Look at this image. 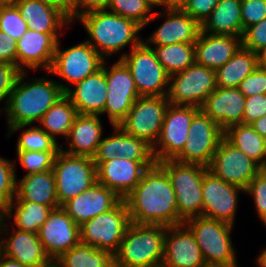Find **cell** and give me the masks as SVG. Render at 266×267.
<instances>
[{
  "mask_svg": "<svg viewBox=\"0 0 266 267\" xmlns=\"http://www.w3.org/2000/svg\"><path fill=\"white\" fill-rule=\"evenodd\" d=\"M28 29L16 5L0 6V31L18 41Z\"/></svg>",
  "mask_w": 266,
  "mask_h": 267,
  "instance_id": "cell-43",
  "label": "cell"
},
{
  "mask_svg": "<svg viewBox=\"0 0 266 267\" xmlns=\"http://www.w3.org/2000/svg\"><path fill=\"white\" fill-rule=\"evenodd\" d=\"M241 0H219L202 31L211 34L242 37Z\"/></svg>",
  "mask_w": 266,
  "mask_h": 267,
  "instance_id": "cell-32",
  "label": "cell"
},
{
  "mask_svg": "<svg viewBox=\"0 0 266 267\" xmlns=\"http://www.w3.org/2000/svg\"><path fill=\"white\" fill-rule=\"evenodd\" d=\"M77 115L75 106L64 95L47 110L38 126L58 142L57 137L67 138Z\"/></svg>",
  "mask_w": 266,
  "mask_h": 267,
  "instance_id": "cell-35",
  "label": "cell"
},
{
  "mask_svg": "<svg viewBox=\"0 0 266 267\" xmlns=\"http://www.w3.org/2000/svg\"><path fill=\"white\" fill-rule=\"evenodd\" d=\"M159 164L168 174L176 195L179 217L187 219L202 216V179L208 167L197 163H183L169 159Z\"/></svg>",
  "mask_w": 266,
  "mask_h": 267,
  "instance_id": "cell-6",
  "label": "cell"
},
{
  "mask_svg": "<svg viewBox=\"0 0 266 267\" xmlns=\"http://www.w3.org/2000/svg\"><path fill=\"white\" fill-rule=\"evenodd\" d=\"M56 267H114L113 255L79 243L54 261Z\"/></svg>",
  "mask_w": 266,
  "mask_h": 267,
  "instance_id": "cell-37",
  "label": "cell"
},
{
  "mask_svg": "<svg viewBox=\"0 0 266 267\" xmlns=\"http://www.w3.org/2000/svg\"><path fill=\"white\" fill-rule=\"evenodd\" d=\"M238 89L245 97L266 94V71L257 67L239 84Z\"/></svg>",
  "mask_w": 266,
  "mask_h": 267,
  "instance_id": "cell-47",
  "label": "cell"
},
{
  "mask_svg": "<svg viewBox=\"0 0 266 267\" xmlns=\"http://www.w3.org/2000/svg\"><path fill=\"white\" fill-rule=\"evenodd\" d=\"M208 170L224 182L245 190L261 167L223 137Z\"/></svg>",
  "mask_w": 266,
  "mask_h": 267,
  "instance_id": "cell-17",
  "label": "cell"
},
{
  "mask_svg": "<svg viewBox=\"0 0 266 267\" xmlns=\"http://www.w3.org/2000/svg\"><path fill=\"white\" fill-rule=\"evenodd\" d=\"M195 46V62L207 68L217 70L242 46L241 37L211 34L201 30Z\"/></svg>",
  "mask_w": 266,
  "mask_h": 267,
  "instance_id": "cell-30",
  "label": "cell"
},
{
  "mask_svg": "<svg viewBox=\"0 0 266 267\" xmlns=\"http://www.w3.org/2000/svg\"><path fill=\"white\" fill-rule=\"evenodd\" d=\"M257 67V53L241 46L229 61L216 70V85L222 88H238Z\"/></svg>",
  "mask_w": 266,
  "mask_h": 267,
  "instance_id": "cell-34",
  "label": "cell"
},
{
  "mask_svg": "<svg viewBox=\"0 0 266 267\" xmlns=\"http://www.w3.org/2000/svg\"><path fill=\"white\" fill-rule=\"evenodd\" d=\"M45 267H56V265H55L54 262H52L51 264H49V265H47V266H45Z\"/></svg>",
  "mask_w": 266,
  "mask_h": 267,
  "instance_id": "cell-62",
  "label": "cell"
},
{
  "mask_svg": "<svg viewBox=\"0 0 266 267\" xmlns=\"http://www.w3.org/2000/svg\"><path fill=\"white\" fill-rule=\"evenodd\" d=\"M105 68L70 87L65 95L71 100L78 114L101 115L107 99Z\"/></svg>",
  "mask_w": 266,
  "mask_h": 267,
  "instance_id": "cell-28",
  "label": "cell"
},
{
  "mask_svg": "<svg viewBox=\"0 0 266 267\" xmlns=\"http://www.w3.org/2000/svg\"><path fill=\"white\" fill-rule=\"evenodd\" d=\"M13 201H28L58 208L56 181L53 170L24 175L16 180V196Z\"/></svg>",
  "mask_w": 266,
  "mask_h": 267,
  "instance_id": "cell-31",
  "label": "cell"
},
{
  "mask_svg": "<svg viewBox=\"0 0 266 267\" xmlns=\"http://www.w3.org/2000/svg\"><path fill=\"white\" fill-rule=\"evenodd\" d=\"M153 9L145 0H110L107 8L108 11L135 21L142 28L148 25Z\"/></svg>",
  "mask_w": 266,
  "mask_h": 267,
  "instance_id": "cell-40",
  "label": "cell"
},
{
  "mask_svg": "<svg viewBox=\"0 0 266 267\" xmlns=\"http://www.w3.org/2000/svg\"><path fill=\"white\" fill-rule=\"evenodd\" d=\"M61 35L63 34L41 33L28 29L16 42V67L21 72L41 69L48 72Z\"/></svg>",
  "mask_w": 266,
  "mask_h": 267,
  "instance_id": "cell-21",
  "label": "cell"
},
{
  "mask_svg": "<svg viewBox=\"0 0 266 267\" xmlns=\"http://www.w3.org/2000/svg\"><path fill=\"white\" fill-rule=\"evenodd\" d=\"M187 0H163V8H179L186 3Z\"/></svg>",
  "mask_w": 266,
  "mask_h": 267,
  "instance_id": "cell-56",
  "label": "cell"
},
{
  "mask_svg": "<svg viewBox=\"0 0 266 267\" xmlns=\"http://www.w3.org/2000/svg\"><path fill=\"white\" fill-rule=\"evenodd\" d=\"M20 72L16 65L0 61V102L5 105Z\"/></svg>",
  "mask_w": 266,
  "mask_h": 267,
  "instance_id": "cell-49",
  "label": "cell"
},
{
  "mask_svg": "<svg viewBox=\"0 0 266 267\" xmlns=\"http://www.w3.org/2000/svg\"><path fill=\"white\" fill-rule=\"evenodd\" d=\"M223 137L220 126L200 110L191 121L183 150L174 159L208 167Z\"/></svg>",
  "mask_w": 266,
  "mask_h": 267,
  "instance_id": "cell-15",
  "label": "cell"
},
{
  "mask_svg": "<svg viewBox=\"0 0 266 267\" xmlns=\"http://www.w3.org/2000/svg\"><path fill=\"white\" fill-rule=\"evenodd\" d=\"M114 133L102 138L94 162H106L115 158L132 161H155L152 146L145 140L127 134L119 125L111 126Z\"/></svg>",
  "mask_w": 266,
  "mask_h": 267,
  "instance_id": "cell-24",
  "label": "cell"
},
{
  "mask_svg": "<svg viewBox=\"0 0 266 267\" xmlns=\"http://www.w3.org/2000/svg\"><path fill=\"white\" fill-rule=\"evenodd\" d=\"M166 226L130 222L117 252L114 267H162Z\"/></svg>",
  "mask_w": 266,
  "mask_h": 267,
  "instance_id": "cell-4",
  "label": "cell"
},
{
  "mask_svg": "<svg viewBox=\"0 0 266 267\" xmlns=\"http://www.w3.org/2000/svg\"><path fill=\"white\" fill-rule=\"evenodd\" d=\"M104 61L105 79L107 82V99L104 112L111 126L119 125L129 113L134 102L140 97L135 87L133 77L127 66L117 60L110 67Z\"/></svg>",
  "mask_w": 266,
  "mask_h": 267,
  "instance_id": "cell-13",
  "label": "cell"
},
{
  "mask_svg": "<svg viewBox=\"0 0 266 267\" xmlns=\"http://www.w3.org/2000/svg\"><path fill=\"white\" fill-rule=\"evenodd\" d=\"M104 61L105 59L86 40L66 49H61L58 41L52 66L46 73L66 81H57L66 92L74 84L100 70Z\"/></svg>",
  "mask_w": 266,
  "mask_h": 267,
  "instance_id": "cell-8",
  "label": "cell"
},
{
  "mask_svg": "<svg viewBox=\"0 0 266 267\" xmlns=\"http://www.w3.org/2000/svg\"><path fill=\"white\" fill-rule=\"evenodd\" d=\"M0 219V252L27 267H45L52 263L44 251L38 235L8 226Z\"/></svg>",
  "mask_w": 266,
  "mask_h": 267,
  "instance_id": "cell-18",
  "label": "cell"
},
{
  "mask_svg": "<svg viewBox=\"0 0 266 267\" xmlns=\"http://www.w3.org/2000/svg\"><path fill=\"white\" fill-rule=\"evenodd\" d=\"M216 88V71L194 62L170 76L167 100L174 105L201 108Z\"/></svg>",
  "mask_w": 266,
  "mask_h": 267,
  "instance_id": "cell-11",
  "label": "cell"
},
{
  "mask_svg": "<svg viewBox=\"0 0 266 267\" xmlns=\"http://www.w3.org/2000/svg\"><path fill=\"white\" fill-rule=\"evenodd\" d=\"M145 1H147L153 8L163 7V0H145Z\"/></svg>",
  "mask_w": 266,
  "mask_h": 267,
  "instance_id": "cell-59",
  "label": "cell"
},
{
  "mask_svg": "<svg viewBox=\"0 0 266 267\" xmlns=\"http://www.w3.org/2000/svg\"><path fill=\"white\" fill-rule=\"evenodd\" d=\"M28 126V127H27ZM17 125L7 126L8 138L18 131L22 132L19 134L17 139L16 150H28V151H59L60 143L55 141L49 136L44 130L37 125ZM27 127V128H26Z\"/></svg>",
  "mask_w": 266,
  "mask_h": 267,
  "instance_id": "cell-39",
  "label": "cell"
},
{
  "mask_svg": "<svg viewBox=\"0 0 266 267\" xmlns=\"http://www.w3.org/2000/svg\"><path fill=\"white\" fill-rule=\"evenodd\" d=\"M224 138L263 170V160L266 152V139L260 136L250 124H237L224 131Z\"/></svg>",
  "mask_w": 266,
  "mask_h": 267,
  "instance_id": "cell-36",
  "label": "cell"
},
{
  "mask_svg": "<svg viewBox=\"0 0 266 267\" xmlns=\"http://www.w3.org/2000/svg\"><path fill=\"white\" fill-rule=\"evenodd\" d=\"M256 267H266V248L255 259Z\"/></svg>",
  "mask_w": 266,
  "mask_h": 267,
  "instance_id": "cell-58",
  "label": "cell"
},
{
  "mask_svg": "<svg viewBox=\"0 0 266 267\" xmlns=\"http://www.w3.org/2000/svg\"><path fill=\"white\" fill-rule=\"evenodd\" d=\"M245 194L253 198L257 217L266 226V172L264 170L261 169L249 182L245 189Z\"/></svg>",
  "mask_w": 266,
  "mask_h": 267,
  "instance_id": "cell-44",
  "label": "cell"
},
{
  "mask_svg": "<svg viewBox=\"0 0 266 267\" xmlns=\"http://www.w3.org/2000/svg\"><path fill=\"white\" fill-rule=\"evenodd\" d=\"M121 54L118 60L130 70L140 96H167L170 75L157 60L152 47L142 41L129 53Z\"/></svg>",
  "mask_w": 266,
  "mask_h": 267,
  "instance_id": "cell-7",
  "label": "cell"
},
{
  "mask_svg": "<svg viewBox=\"0 0 266 267\" xmlns=\"http://www.w3.org/2000/svg\"><path fill=\"white\" fill-rule=\"evenodd\" d=\"M266 115V94L246 97L243 123L251 124Z\"/></svg>",
  "mask_w": 266,
  "mask_h": 267,
  "instance_id": "cell-50",
  "label": "cell"
},
{
  "mask_svg": "<svg viewBox=\"0 0 266 267\" xmlns=\"http://www.w3.org/2000/svg\"><path fill=\"white\" fill-rule=\"evenodd\" d=\"M16 40L0 31V61L16 65Z\"/></svg>",
  "mask_w": 266,
  "mask_h": 267,
  "instance_id": "cell-52",
  "label": "cell"
},
{
  "mask_svg": "<svg viewBox=\"0 0 266 267\" xmlns=\"http://www.w3.org/2000/svg\"><path fill=\"white\" fill-rule=\"evenodd\" d=\"M21 0H0V6L16 5Z\"/></svg>",
  "mask_w": 266,
  "mask_h": 267,
  "instance_id": "cell-60",
  "label": "cell"
},
{
  "mask_svg": "<svg viewBox=\"0 0 266 267\" xmlns=\"http://www.w3.org/2000/svg\"><path fill=\"white\" fill-rule=\"evenodd\" d=\"M122 199L99 182L65 202L61 207L79 226L113 209Z\"/></svg>",
  "mask_w": 266,
  "mask_h": 267,
  "instance_id": "cell-25",
  "label": "cell"
},
{
  "mask_svg": "<svg viewBox=\"0 0 266 267\" xmlns=\"http://www.w3.org/2000/svg\"><path fill=\"white\" fill-rule=\"evenodd\" d=\"M156 161H132L115 158L96 164L97 182L124 199L140 182L144 171Z\"/></svg>",
  "mask_w": 266,
  "mask_h": 267,
  "instance_id": "cell-22",
  "label": "cell"
},
{
  "mask_svg": "<svg viewBox=\"0 0 266 267\" xmlns=\"http://www.w3.org/2000/svg\"><path fill=\"white\" fill-rule=\"evenodd\" d=\"M76 21L82 23L89 35L86 41L105 60L123 52L128 45L131 51L143 41L139 34L143 28L139 24L108 10L86 13Z\"/></svg>",
  "mask_w": 266,
  "mask_h": 267,
  "instance_id": "cell-3",
  "label": "cell"
},
{
  "mask_svg": "<svg viewBox=\"0 0 266 267\" xmlns=\"http://www.w3.org/2000/svg\"><path fill=\"white\" fill-rule=\"evenodd\" d=\"M58 152L16 150L19 164L27 171L25 175L52 170Z\"/></svg>",
  "mask_w": 266,
  "mask_h": 267,
  "instance_id": "cell-41",
  "label": "cell"
},
{
  "mask_svg": "<svg viewBox=\"0 0 266 267\" xmlns=\"http://www.w3.org/2000/svg\"><path fill=\"white\" fill-rule=\"evenodd\" d=\"M184 224L195 235L207 267L238 266L231 237L234 225L205 216L189 218Z\"/></svg>",
  "mask_w": 266,
  "mask_h": 267,
  "instance_id": "cell-5",
  "label": "cell"
},
{
  "mask_svg": "<svg viewBox=\"0 0 266 267\" xmlns=\"http://www.w3.org/2000/svg\"><path fill=\"white\" fill-rule=\"evenodd\" d=\"M200 108L184 105H168L160 136L152 147L156 162L174 159L184 148L193 117Z\"/></svg>",
  "mask_w": 266,
  "mask_h": 267,
  "instance_id": "cell-14",
  "label": "cell"
},
{
  "mask_svg": "<svg viewBox=\"0 0 266 267\" xmlns=\"http://www.w3.org/2000/svg\"><path fill=\"white\" fill-rule=\"evenodd\" d=\"M27 74L28 71L19 73L5 107L2 106L7 126L38 124L47 110L65 95L57 80L43 76L27 80Z\"/></svg>",
  "mask_w": 266,
  "mask_h": 267,
  "instance_id": "cell-2",
  "label": "cell"
},
{
  "mask_svg": "<svg viewBox=\"0 0 266 267\" xmlns=\"http://www.w3.org/2000/svg\"><path fill=\"white\" fill-rule=\"evenodd\" d=\"M51 211L52 208L47 205L28 201H12L2 212V217L8 222L11 221L9 224L14 222L11 226L15 229L37 234Z\"/></svg>",
  "mask_w": 266,
  "mask_h": 267,
  "instance_id": "cell-33",
  "label": "cell"
},
{
  "mask_svg": "<svg viewBox=\"0 0 266 267\" xmlns=\"http://www.w3.org/2000/svg\"><path fill=\"white\" fill-rule=\"evenodd\" d=\"M162 267H207L195 235L185 224L166 227Z\"/></svg>",
  "mask_w": 266,
  "mask_h": 267,
  "instance_id": "cell-23",
  "label": "cell"
},
{
  "mask_svg": "<svg viewBox=\"0 0 266 267\" xmlns=\"http://www.w3.org/2000/svg\"><path fill=\"white\" fill-rule=\"evenodd\" d=\"M243 31L266 18V0H241Z\"/></svg>",
  "mask_w": 266,
  "mask_h": 267,
  "instance_id": "cell-46",
  "label": "cell"
},
{
  "mask_svg": "<svg viewBox=\"0 0 266 267\" xmlns=\"http://www.w3.org/2000/svg\"><path fill=\"white\" fill-rule=\"evenodd\" d=\"M52 170L59 206L97 182L96 164L88 156L71 155L60 149Z\"/></svg>",
  "mask_w": 266,
  "mask_h": 267,
  "instance_id": "cell-9",
  "label": "cell"
},
{
  "mask_svg": "<svg viewBox=\"0 0 266 267\" xmlns=\"http://www.w3.org/2000/svg\"><path fill=\"white\" fill-rule=\"evenodd\" d=\"M42 1L59 7L70 17L71 20L72 2L70 0H42Z\"/></svg>",
  "mask_w": 266,
  "mask_h": 267,
  "instance_id": "cell-53",
  "label": "cell"
},
{
  "mask_svg": "<svg viewBox=\"0 0 266 267\" xmlns=\"http://www.w3.org/2000/svg\"><path fill=\"white\" fill-rule=\"evenodd\" d=\"M240 192L245 194L207 170L202 179V216L235 225Z\"/></svg>",
  "mask_w": 266,
  "mask_h": 267,
  "instance_id": "cell-16",
  "label": "cell"
},
{
  "mask_svg": "<svg viewBox=\"0 0 266 267\" xmlns=\"http://www.w3.org/2000/svg\"><path fill=\"white\" fill-rule=\"evenodd\" d=\"M242 47L255 53L266 47V18L247 27L241 37Z\"/></svg>",
  "mask_w": 266,
  "mask_h": 267,
  "instance_id": "cell-45",
  "label": "cell"
},
{
  "mask_svg": "<svg viewBox=\"0 0 266 267\" xmlns=\"http://www.w3.org/2000/svg\"><path fill=\"white\" fill-rule=\"evenodd\" d=\"M218 2L219 0H187L181 9L202 26Z\"/></svg>",
  "mask_w": 266,
  "mask_h": 267,
  "instance_id": "cell-48",
  "label": "cell"
},
{
  "mask_svg": "<svg viewBox=\"0 0 266 267\" xmlns=\"http://www.w3.org/2000/svg\"><path fill=\"white\" fill-rule=\"evenodd\" d=\"M258 67L266 71V47L257 52Z\"/></svg>",
  "mask_w": 266,
  "mask_h": 267,
  "instance_id": "cell-57",
  "label": "cell"
},
{
  "mask_svg": "<svg viewBox=\"0 0 266 267\" xmlns=\"http://www.w3.org/2000/svg\"><path fill=\"white\" fill-rule=\"evenodd\" d=\"M109 3L110 0H75L71 8V23L86 13L107 10Z\"/></svg>",
  "mask_w": 266,
  "mask_h": 267,
  "instance_id": "cell-51",
  "label": "cell"
},
{
  "mask_svg": "<svg viewBox=\"0 0 266 267\" xmlns=\"http://www.w3.org/2000/svg\"><path fill=\"white\" fill-rule=\"evenodd\" d=\"M168 105L167 96H140L119 127L153 147L160 136Z\"/></svg>",
  "mask_w": 266,
  "mask_h": 267,
  "instance_id": "cell-12",
  "label": "cell"
},
{
  "mask_svg": "<svg viewBox=\"0 0 266 267\" xmlns=\"http://www.w3.org/2000/svg\"><path fill=\"white\" fill-rule=\"evenodd\" d=\"M246 97L238 88L217 87L202 104L200 110L210 117L220 128L243 123Z\"/></svg>",
  "mask_w": 266,
  "mask_h": 267,
  "instance_id": "cell-26",
  "label": "cell"
},
{
  "mask_svg": "<svg viewBox=\"0 0 266 267\" xmlns=\"http://www.w3.org/2000/svg\"><path fill=\"white\" fill-rule=\"evenodd\" d=\"M266 169V152H265V157H264V160H263V170Z\"/></svg>",
  "mask_w": 266,
  "mask_h": 267,
  "instance_id": "cell-61",
  "label": "cell"
},
{
  "mask_svg": "<svg viewBox=\"0 0 266 267\" xmlns=\"http://www.w3.org/2000/svg\"><path fill=\"white\" fill-rule=\"evenodd\" d=\"M17 161L0 156V212L2 213L16 196Z\"/></svg>",
  "mask_w": 266,
  "mask_h": 267,
  "instance_id": "cell-42",
  "label": "cell"
},
{
  "mask_svg": "<svg viewBox=\"0 0 266 267\" xmlns=\"http://www.w3.org/2000/svg\"><path fill=\"white\" fill-rule=\"evenodd\" d=\"M252 128L266 139V115L250 124Z\"/></svg>",
  "mask_w": 266,
  "mask_h": 267,
  "instance_id": "cell-54",
  "label": "cell"
},
{
  "mask_svg": "<svg viewBox=\"0 0 266 267\" xmlns=\"http://www.w3.org/2000/svg\"><path fill=\"white\" fill-rule=\"evenodd\" d=\"M129 224L128 206L122 199L113 209L80 225V242L114 255Z\"/></svg>",
  "mask_w": 266,
  "mask_h": 267,
  "instance_id": "cell-10",
  "label": "cell"
},
{
  "mask_svg": "<svg viewBox=\"0 0 266 267\" xmlns=\"http://www.w3.org/2000/svg\"><path fill=\"white\" fill-rule=\"evenodd\" d=\"M163 16L166 17L165 21L148 36V39L144 38L143 41L148 46L196 42L202 26L190 15L179 8H165L160 12H154L148 24Z\"/></svg>",
  "mask_w": 266,
  "mask_h": 267,
  "instance_id": "cell-20",
  "label": "cell"
},
{
  "mask_svg": "<svg viewBox=\"0 0 266 267\" xmlns=\"http://www.w3.org/2000/svg\"><path fill=\"white\" fill-rule=\"evenodd\" d=\"M0 267H27L17 260L11 259L0 252Z\"/></svg>",
  "mask_w": 266,
  "mask_h": 267,
  "instance_id": "cell-55",
  "label": "cell"
},
{
  "mask_svg": "<svg viewBox=\"0 0 266 267\" xmlns=\"http://www.w3.org/2000/svg\"><path fill=\"white\" fill-rule=\"evenodd\" d=\"M103 125L100 115L78 114L72 124L67 138V148L62 143L60 149L71 155L93 158L103 136Z\"/></svg>",
  "mask_w": 266,
  "mask_h": 267,
  "instance_id": "cell-29",
  "label": "cell"
},
{
  "mask_svg": "<svg viewBox=\"0 0 266 267\" xmlns=\"http://www.w3.org/2000/svg\"><path fill=\"white\" fill-rule=\"evenodd\" d=\"M37 235L45 253L54 262L80 243V226L60 206L52 209Z\"/></svg>",
  "mask_w": 266,
  "mask_h": 267,
  "instance_id": "cell-19",
  "label": "cell"
},
{
  "mask_svg": "<svg viewBox=\"0 0 266 267\" xmlns=\"http://www.w3.org/2000/svg\"><path fill=\"white\" fill-rule=\"evenodd\" d=\"M124 201L132 223L166 227L184 224L179 217L170 178L158 162L144 171L140 182Z\"/></svg>",
  "mask_w": 266,
  "mask_h": 267,
  "instance_id": "cell-1",
  "label": "cell"
},
{
  "mask_svg": "<svg viewBox=\"0 0 266 267\" xmlns=\"http://www.w3.org/2000/svg\"><path fill=\"white\" fill-rule=\"evenodd\" d=\"M150 47H152L157 60L170 76L184 71L195 62L194 43H176Z\"/></svg>",
  "mask_w": 266,
  "mask_h": 267,
  "instance_id": "cell-38",
  "label": "cell"
},
{
  "mask_svg": "<svg viewBox=\"0 0 266 267\" xmlns=\"http://www.w3.org/2000/svg\"><path fill=\"white\" fill-rule=\"evenodd\" d=\"M16 6L28 28L36 32L63 34L72 25L62 9L42 0H21Z\"/></svg>",
  "mask_w": 266,
  "mask_h": 267,
  "instance_id": "cell-27",
  "label": "cell"
}]
</instances>
